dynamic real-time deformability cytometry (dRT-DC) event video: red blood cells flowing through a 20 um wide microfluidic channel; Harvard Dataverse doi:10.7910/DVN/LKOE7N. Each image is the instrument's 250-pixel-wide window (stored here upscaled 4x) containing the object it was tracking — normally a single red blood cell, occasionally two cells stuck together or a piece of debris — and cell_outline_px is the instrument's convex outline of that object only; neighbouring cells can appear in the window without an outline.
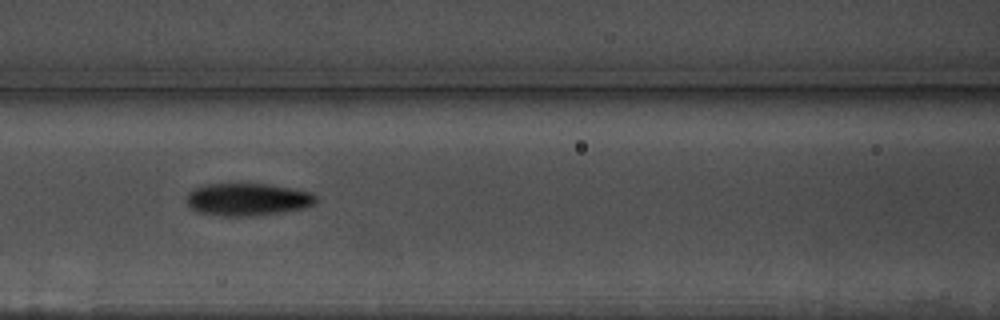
{"species": "common noctule bat (a hibernating species)", "species_latin": "Nyctalus noctula", "temperature_condition": "warm", "stored_images_in_passage": 19, "camera_frame_rate_fps": 3000, "um_per_image_px": 0.085, "animal": {"sex": "male", "body_mass_g": 17.5, "forearm_length_mm": 52.3}, "frame": {"image": 1, "passage_image": 11, "time_ms": 3.333, "image_size_px": [1000, 320], "cell_outline_px": [[316, 204], [304, 208], [284, 212], [252, 216], [220, 216], [196, 212], [188, 204], [188, 192], [192, 188], [208, 184], [268, 184], [292, 188], [312, 192], [316, 196]], "centroid_in_image_um": [21.06, 16.96], "position_along_channel_um": 145.5, "area_um2": 24.68}}
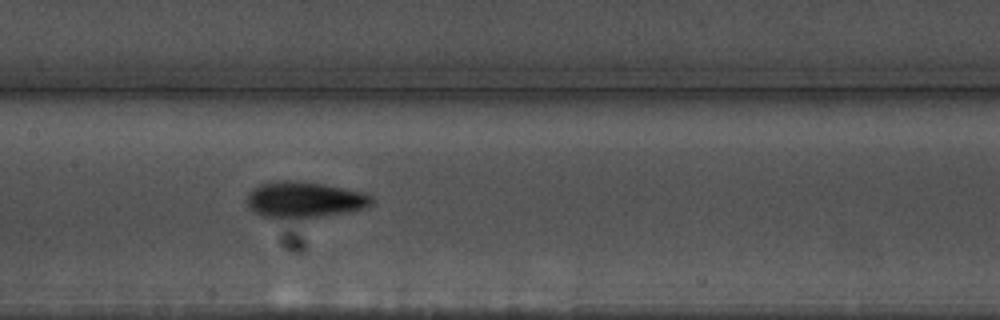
{"frame": {"image": 2, "passage_image": 14, "time_ms": 4.333, "image_size_px": [1000, 320], "cell_outline_px": [[372, 204], [364, 208], [308, 220], [272, 220], [248, 208], [248, 192], [252, 188], [260, 184], [284, 180], [300, 180], [324, 184], [364, 192], [372, 196]], "centroid_in_image_um": [25.84, 17.01], "position_along_channel_um": 181.6, "area_um2": 27.11}}